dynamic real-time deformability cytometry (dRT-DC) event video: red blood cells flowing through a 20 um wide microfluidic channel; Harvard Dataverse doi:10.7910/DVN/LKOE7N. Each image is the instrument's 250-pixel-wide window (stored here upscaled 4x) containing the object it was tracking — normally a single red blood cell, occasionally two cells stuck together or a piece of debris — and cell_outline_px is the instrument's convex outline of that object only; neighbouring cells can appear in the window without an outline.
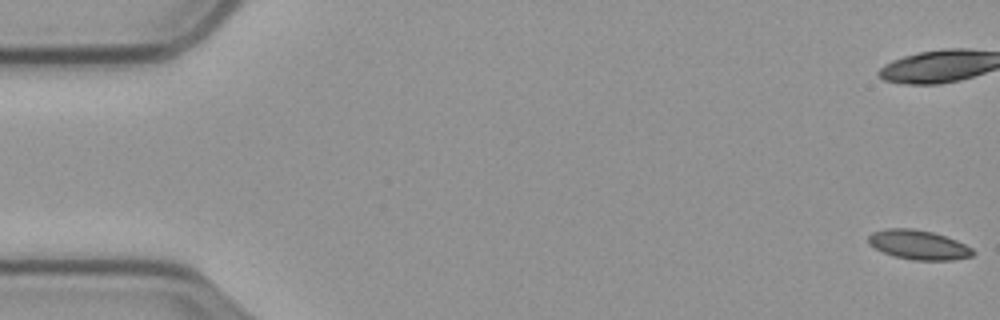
{"species": "common noctule bat (a hibernating species)", "species_latin": "Nyctalus noctula", "temperature_condition": "cold", "stored_images_in_passage": 21, "camera_frame_rate_fps": 3000, "um_per_image_px": 0.085, "animal": {"sex": "male", "body_mass_g": 23.1, "forearm_length_mm": 52.7}, "frame": {"image": 1, "passage_image": 1, "time_ms": 0.0, "image_size_px": [1000, 320], "cell_outline_px": [[976, 252], [972, 256], [952, 260], [912, 260], [896, 256], [884, 252], [868, 244], [868, 236], [872, 232], [888, 228], [912, 228], [932, 232], [956, 240], [972, 248]], "centroid_in_image_um": [78.08, 20.8], "position_along_channel_um": 6.9, "area_um2": 17.8}}